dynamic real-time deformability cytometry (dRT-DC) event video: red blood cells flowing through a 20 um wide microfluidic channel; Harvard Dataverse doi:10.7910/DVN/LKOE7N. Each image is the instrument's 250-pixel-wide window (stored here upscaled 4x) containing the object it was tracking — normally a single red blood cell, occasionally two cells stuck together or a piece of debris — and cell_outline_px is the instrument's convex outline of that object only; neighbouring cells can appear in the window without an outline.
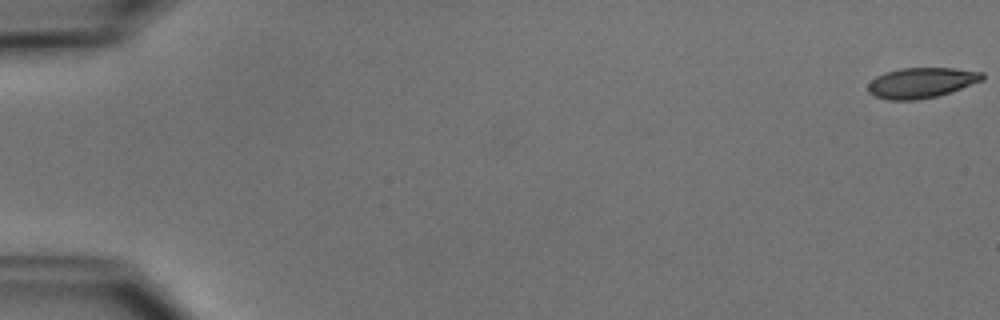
{"species": "common noctule bat (a hibernating species)", "species_latin": "Nyctalus noctula", "temperature_condition": "cold", "stored_images_in_passage": 14, "camera_frame_rate_fps": 3000, "um_per_image_px": 0.085, "animal": {"sex": "male", "body_mass_g": 15.6}, "frame": {"image": 1, "passage_image": 1, "time_ms": 0.0, "image_size_px": [1000, 320], "cell_outline_px": [[984, 80], [936, 96], [916, 100], [888, 100], [876, 96], [868, 92], [868, 84], [876, 76], [884, 72], [900, 68], [952, 68], [984, 72]], "centroid_in_image_um": [78.3, 7.02], "position_along_channel_um": 6.7, "area_um2": 20.11}}
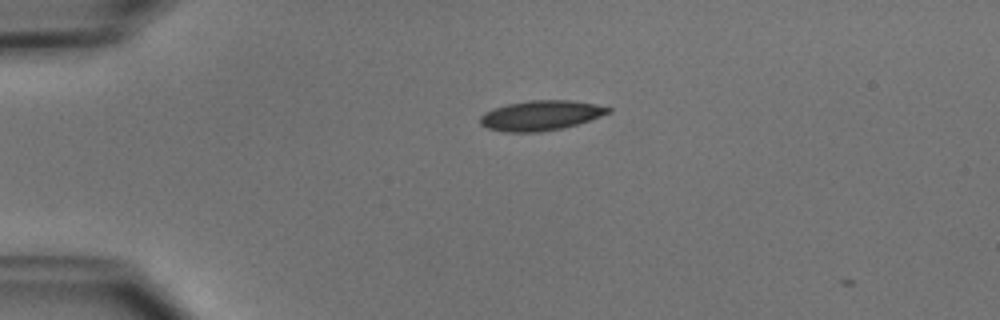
{"frame": {"image": 2, "passage_image": 13, "time_ms": 4.0, "image_size_px": [1000, 320], "cell_outline_px": [[612, 112], [564, 128], [540, 132], [504, 132], [488, 128], [480, 124], [480, 116], [484, 112], [492, 108], [508, 104], [532, 100], [568, 100], [596, 104], [612, 108]], "centroid_in_image_um": [45.95, 9.81], "position_along_channel_um": 39.1, "area_um2": 22.31}}